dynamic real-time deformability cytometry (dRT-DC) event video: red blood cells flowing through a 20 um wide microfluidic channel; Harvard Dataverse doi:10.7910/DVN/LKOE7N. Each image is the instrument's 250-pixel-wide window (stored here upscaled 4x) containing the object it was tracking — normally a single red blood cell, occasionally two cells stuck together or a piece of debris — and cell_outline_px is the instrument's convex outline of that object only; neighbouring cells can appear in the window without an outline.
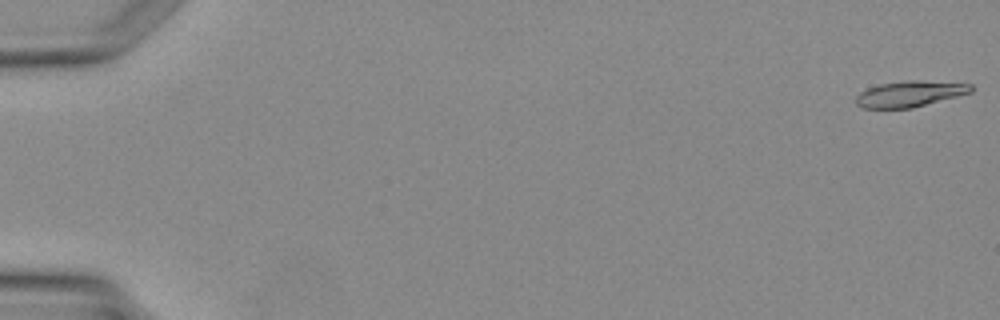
{"species": "Egyptian fruit bat (a non-hibernating species)", "species_latin": "Rousettus aegyptiacus", "temperature_condition": "warm", "stored_images_in_passage": 4, "camera_frame_rate_fps": 3000, "um_per_image_px": 0.085, "animal": {"sex": "female"}, "frame": {"image": 1, "passage_image": 1, "time_ms": 0.0, "image_size_px": [1000, 320], "cell_outline_px": [[972, 92], [912, 108], [860, 108], [856, 104], [856, 96], [860, 92], [868, 88], [880, 84], [908, 80], [916, 80], [972, 84]], "centroid_in_image_um": [77.31, 7.98], "position_along_channel_um": 7.7, "area_um2": 17.22}}